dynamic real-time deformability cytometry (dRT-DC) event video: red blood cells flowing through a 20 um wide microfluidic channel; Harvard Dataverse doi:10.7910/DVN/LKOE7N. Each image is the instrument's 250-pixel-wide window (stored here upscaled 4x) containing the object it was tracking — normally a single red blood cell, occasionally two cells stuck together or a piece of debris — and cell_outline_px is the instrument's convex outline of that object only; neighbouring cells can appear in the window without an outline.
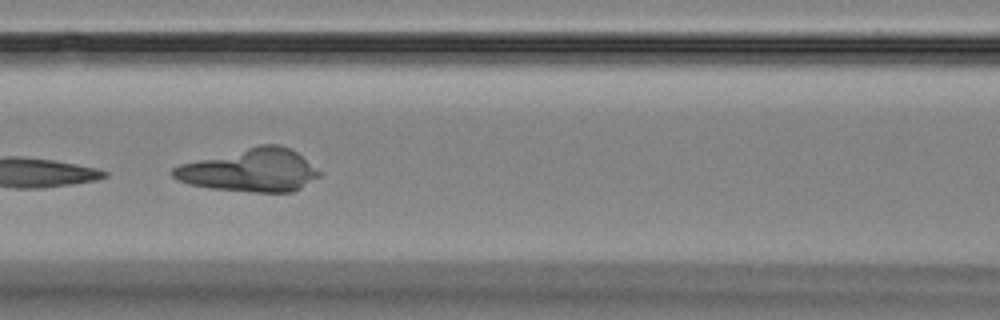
{"species": "Egyptian fruit bat (a non-hibernating species)", "species_latin": "Rousettus aegyptiacus", "temperature_condition": "room temperature", "stored_images_in_passage": 9, "camera_frame_rate_fps": 3000, "um_per_image_px": 0.085, "animal": {"sex": "female"}, "frame": {"image": 1, "passage_image": 7, "time_ms": 7.0, "image_size_px": [1000, 320], "cell_outline_px": [[320, 176], [300, 188], [292, 192], [256, 192], [212, 188], [188, 184], [172, 176], [172, 168], [180, 164], [260, 144], [276, 144], [288, 148], [296, 152], [320, 172]], "centroid_in_image_um": [21.26, 14.47], "position_along_channel_um": 145.3, "area_um2": 36.01}}
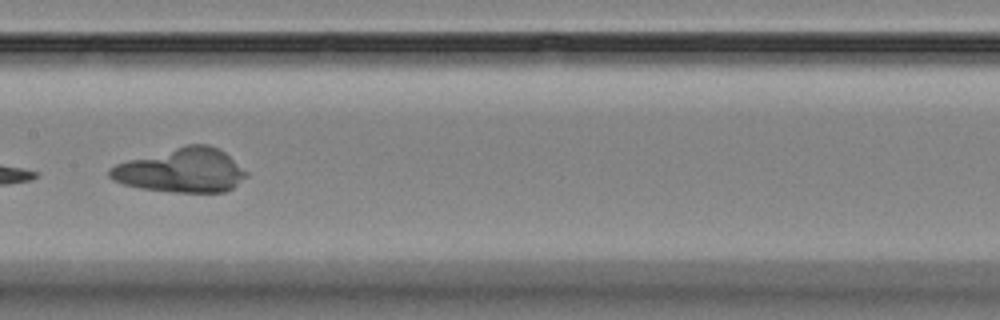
{"frame": {"image": 2, "passage_image": 8, "time_ms": 8.333, "image_size_px": [1000, 320], "cell_outline_px": [[248, 176], [232, 188], [224, 192], [172, 192], [140, 188], [124, 184], [112, 180], [108, 176], [108, 168], [116, 164], [128, 160], [184, 144], [208, 144], [224, 152], [248, 172]], "centroid_in_image_um": [15.4, 14.48], "position_along_channel_um": 192.0, "area_um2": 35.2}}
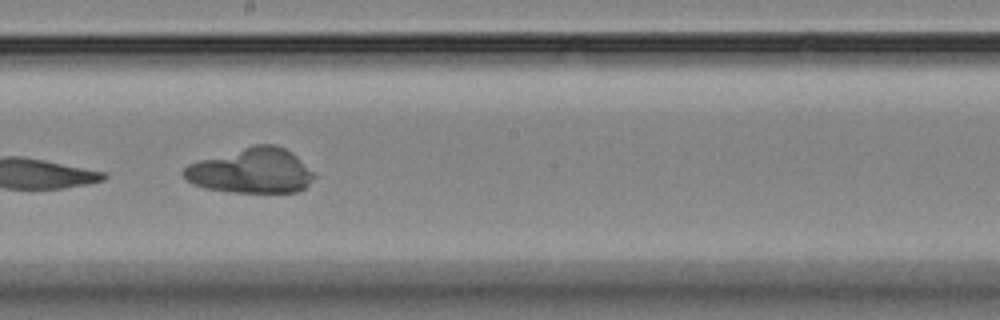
{"frame": {"image": 3, "passage_image": 9, "time_ms": 9.333, "image_size_px": [1000, 320], "cell_outline_px": [[316, 176], [304, 188], [296, 192], [228, 192], [204, 188], [192, 184], [184, 176], [184, 168], [188, 164], [200, 160], [252, 144], [276, 144], [292, 152], [316, 172]], "centroid_in_image_um": [21.4, 14.51], "position_along_channel_um": 226.8, "area_um2": 34.45}}